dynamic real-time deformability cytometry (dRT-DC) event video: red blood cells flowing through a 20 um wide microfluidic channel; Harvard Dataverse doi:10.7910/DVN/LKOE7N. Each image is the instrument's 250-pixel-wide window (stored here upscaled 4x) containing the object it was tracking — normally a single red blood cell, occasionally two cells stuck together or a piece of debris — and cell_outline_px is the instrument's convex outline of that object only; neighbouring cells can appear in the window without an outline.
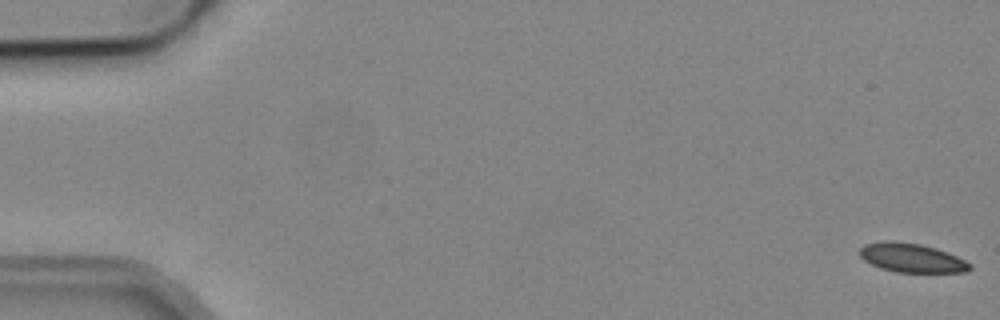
{"species": "common noctule bat (a hibernating species)", "species_latin": "Nyctalus noctula", "temperature_condition": "cold", "stored_images_in_passage": 5, "camera_frame_rate_fps": 3000, "um_per_image_px": 0.085, "animal": {"sex": "male", "body_mass_g": 19.2, "forearm_length_mm": 51.8}, "frame": {"image": 1, "passage_image": 1, "time_ms": 0.0, "image_size_px": [1000, 320], "cell_outline_px": [[972, 268], [968, 272], [896, 272], [880, 268], [864, 260], [860, 256], [860, 248], [864, 244], [884, 240], [892, 240], [920, 244], [936, 248], [948, 252], [972, 264]], "centroid_in_image_um": [77.49, 21.91], "position_along_channel_um": 7.5, "area_um2": 18.73}}
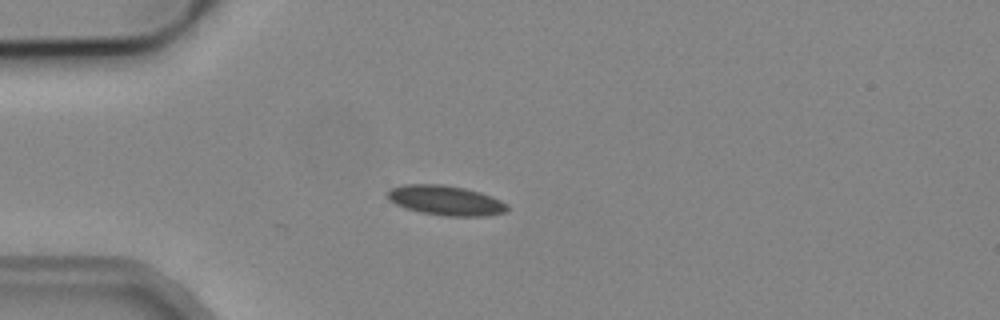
{"frame": {"image": 2, "passage_image": 5, "time_ms": 4.667, "image_size_px": [1000, 320], "cell_outline_px": [[508, 208], [504, 212], [488, 216], [448, 216], [420, 212], [396, 204], [388, 200], [388, 188], [404, 184], [440, 184], [464, 188], [480, 192], [492, 196], [508, 204]], "centroid_in_image_um": [37.88, 17.03], "position_along_channel_um": 47.1, "area_um2": 20.75}}